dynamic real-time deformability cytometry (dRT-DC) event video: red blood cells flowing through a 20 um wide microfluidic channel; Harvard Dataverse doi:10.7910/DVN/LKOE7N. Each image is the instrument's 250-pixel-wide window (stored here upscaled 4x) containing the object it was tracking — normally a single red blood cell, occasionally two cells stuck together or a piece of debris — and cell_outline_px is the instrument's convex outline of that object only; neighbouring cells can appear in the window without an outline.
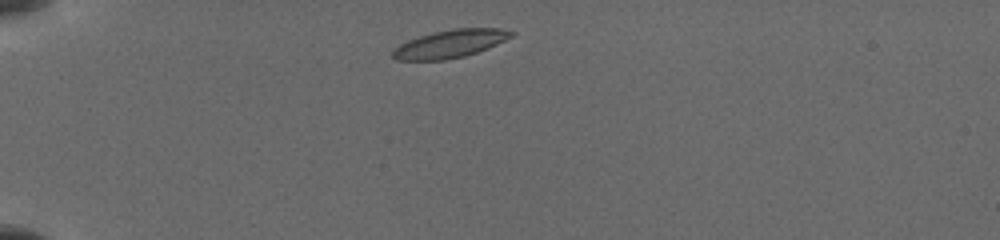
{"species": "common noctule bat (a hibernating species)", "species_latin": "Nyctalus noctula", "temperature_condition": "cold", "stored_images_in_passage": 27, "camera_frame_rate_fps": 3000, "um_per_image_px": 0.085, "animal": {"sex": "female", "body_mass_g": 19.5, "forearm_length_mm": 54.1}, "frame": {"image": 1, "passage_image": 1, "time_ms": 0.0, "image_size_px": [1000, 240], "cell_outline_px": [[516, 32], [512, 36], [488, 48], [464, 56], [444, 60], [396, 60], [392, 56], [392, 52], [400, 44], [408, 40], [420, 36], [452, 28], [500, 28]], "centroid_in_image_um": [38.27, 3.72], "position_along_channel_um": 46.7, "area_um2": 19.07}}
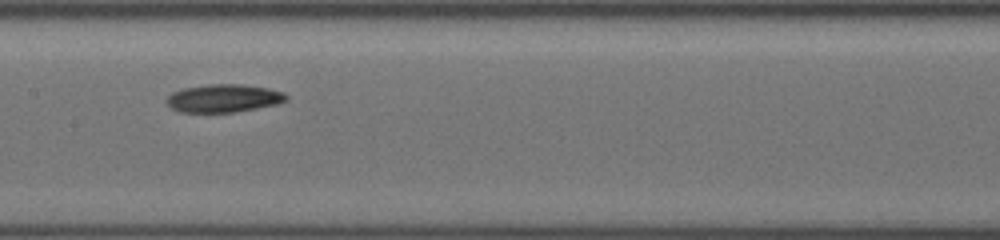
{"frame": {"image": 2, "passage_image": 16, "time_ms": 4.667, "image_size_px": [1000, 240], "cell_outline_px": [[288, 100], [276, 104], [236, 112], [180, 112], [172, 108], [164, 100], [172, 92], [184, 88], [208, 84], [244, 84], [268, 88], [284, 92], [288, 96]], "centroid_in_image_um": [19.01, 8.34], "position_along_channel_um": 188.4, "area_um2": 19.59}}
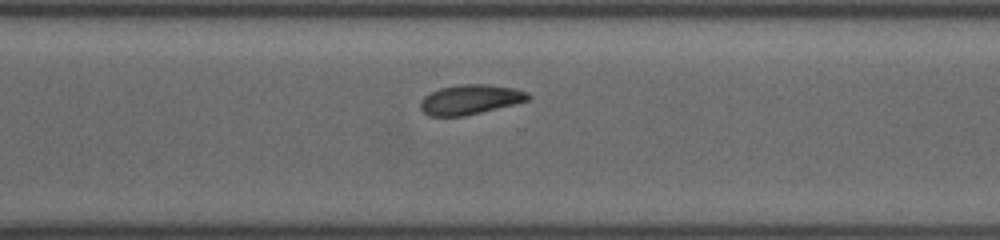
{"frame": {"image": 3, "passage_image": 27, "time_ms": 8.333, "image_size_px": [1000, 240], "cell_outline_px": [[532, 96], [528, 100], [464, 116], [428, 116], [420, 108], [420, 100], [424, 96], [440, 88], [460, 84], [492, 84], [516, 88], [528, 92]], "centroid_in_image_um": [39.97, 8.44], "position_along_channel_um": 330.6, "area_um2": 18.67}}